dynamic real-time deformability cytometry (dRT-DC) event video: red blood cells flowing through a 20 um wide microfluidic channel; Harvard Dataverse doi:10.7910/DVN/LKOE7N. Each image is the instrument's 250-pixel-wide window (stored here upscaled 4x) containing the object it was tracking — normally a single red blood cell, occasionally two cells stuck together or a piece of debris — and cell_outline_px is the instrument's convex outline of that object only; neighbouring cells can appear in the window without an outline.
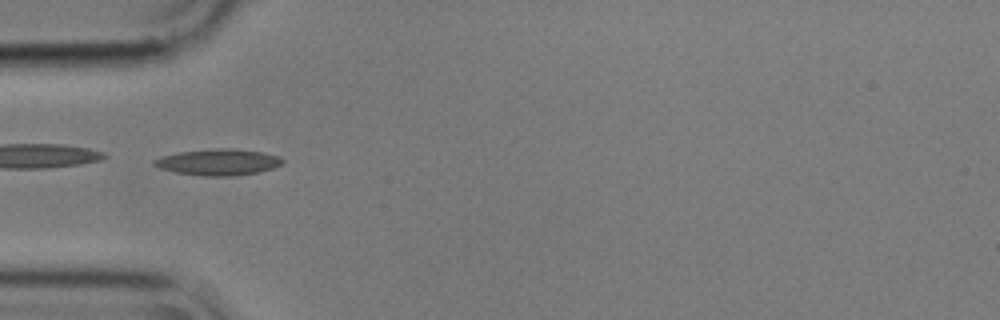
{"species": "common noctule bat (a hibernating species)", "species_latin": "Nyctalus noctula", "temperature_condition": "cold", "stored_images_in_passage": 2, "camera_frame_rate_fps": 3000, "um_per_image_px": 0.085, "animal": {"sex": "male", "body_mass_g": 17.9}, "frame": {"image": 1, "passage_image": 1, "time_ms": 0.0, "image_size_px": [1000, 320], "cell_outline_px": [[284, 160], [280, 164], [272, 168], [260, 172], [232, 176], [204, 176], [176, 172], [160, 168], [152, 164], [152, 160], [164, 156], [180, 152], [216, 148], [232, 148], [264, 152], [280, 156]], "centroid_in_image_um": [18.58, 13.78], "position_along_channel_um": 66.4, "area_um2": 19.59}}
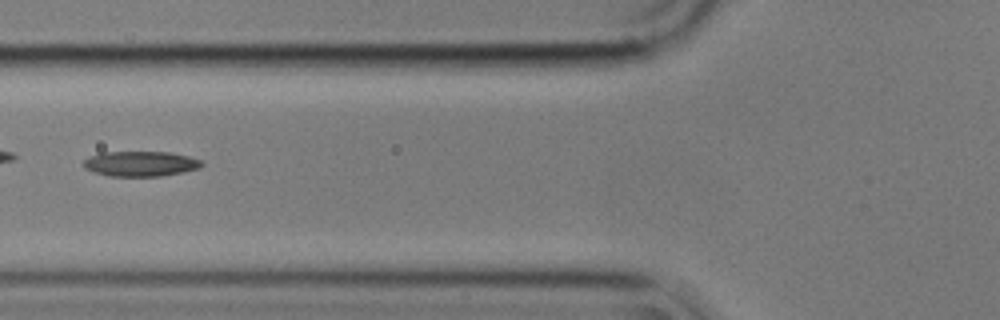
{"frame": {"image": 2, "passage_image": 2, "time_ms": 0.333, "image_size_px": [1000, 320], "cell_outline_px": [[204, 164], [200, 168], [184, 172], [160, 176], [108, 176], [92, 172], [84, 168], [84, 160], [88, 156], [100, 152], [168, 152], [188, 156], [200, 160]], "centroid_in_image_um": [11.92, 13.92], "position_along_channel_um": 113.9, "area_um2": 17.46}}